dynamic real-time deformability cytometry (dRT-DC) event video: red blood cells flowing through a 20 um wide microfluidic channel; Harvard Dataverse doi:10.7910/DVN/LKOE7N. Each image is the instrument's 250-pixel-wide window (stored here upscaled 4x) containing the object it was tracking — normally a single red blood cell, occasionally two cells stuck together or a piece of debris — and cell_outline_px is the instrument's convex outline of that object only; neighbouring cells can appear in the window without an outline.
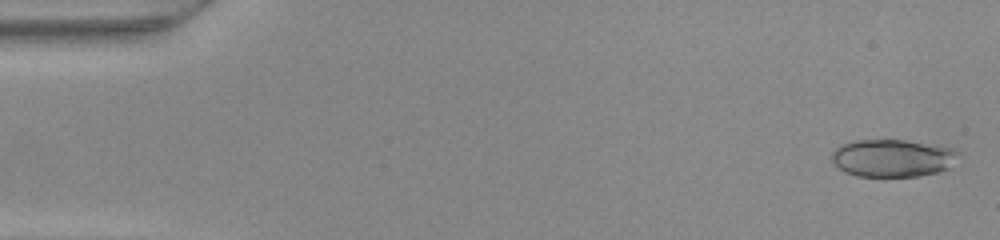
{"species": "common noctule bat (a hibernating species)", "species_latin": "Nyctalus noctula", "temperature_condition": "warm", "stored_images_in_passage": 48, "camera_frame_rate_fps": 3000, "um_per_image_px": 0.085, "animal": {"sex": "female", "body_mass_g": 22.0, "forearm_length_mm": 56.7}, "frame": {"image": 1, "passage_image": 2, "time_ms": 0.333, "image_size_px": [1000, 240], "cell_outline_px": [[960, 152], [948, 168], [936, 172], [916, 176], [856, 176], [844, 172], [832, 160], [832, 152], [840, 144], [852, 140], [904, 140], [952, 148]], "centroid_in_image_um": [75.82, 13.43], "position_along_channel_um": 9.2, "area_um2": 27.46}}
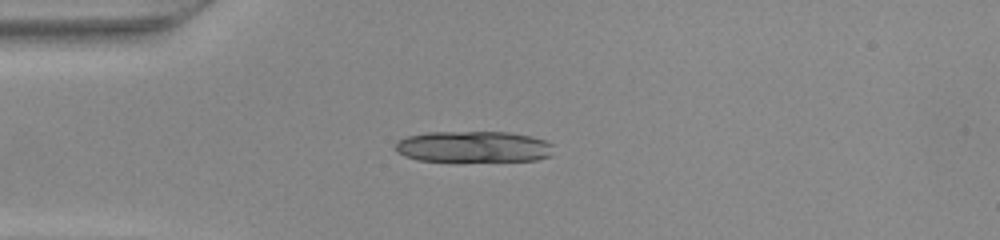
{"frame": {"image": 2, "passage_image": 13, "time_ms": 4.0, "image_size_px": [1000, 240], "cell_outline_px": [[552, 156], [536, 160], [416, 160], [404, 156], [396, 152], [396, 140], [408, 136], [428, 132], [508, 132], [532, 136], [544, 140], [552, 144]], "centroid_in_image_um": [40.23, 12.46], "position_along_channel_um": 44.8, "area_um2": 28.55}}